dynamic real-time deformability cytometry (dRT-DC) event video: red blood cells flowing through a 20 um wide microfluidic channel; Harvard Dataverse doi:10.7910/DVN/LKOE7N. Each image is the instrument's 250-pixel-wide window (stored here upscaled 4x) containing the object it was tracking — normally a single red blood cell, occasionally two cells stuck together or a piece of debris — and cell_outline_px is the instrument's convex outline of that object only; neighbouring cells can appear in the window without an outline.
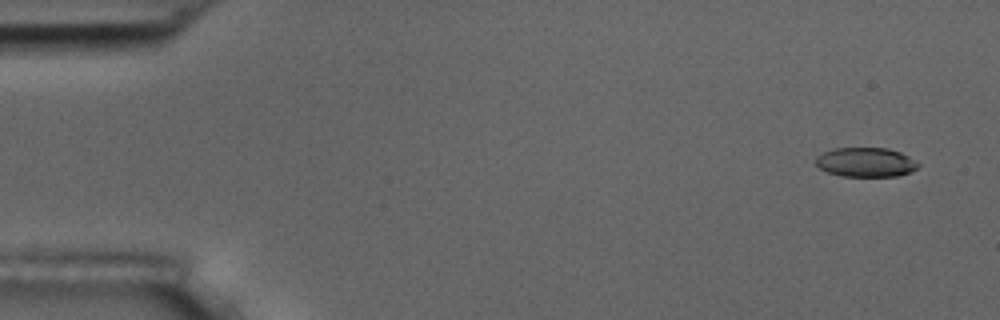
{"species": "common noctule bat (a hibernating species)", "species_latin": "Nyctalus noctula", "temperature_condition": "room temperature", "stored_images_in_passage": 5, "camera_frame_rate_fps": 3000, "um_per_image_px": 0.085, "animal": {"sex": "male", "body_mass_g": 17.5, "forearm_length_mm": 52.3}, "frame": {"image": 1, "passage_image": 1, "time_ms": 0.0, "image_size_px": [1000, 320], "cell_outline_px": [[920, 164], [912, 172], [896, 176], [840, 176], [828, 172], [820, 168], [816, 164], [816, 156], [824, 152], [836, 148], [888, 148], [900, 152], [908, 156]], "centroid_in_image_um": [73.6, 13.79], "position_along_channel_um": 11.4, "area_um2": 17.46}}
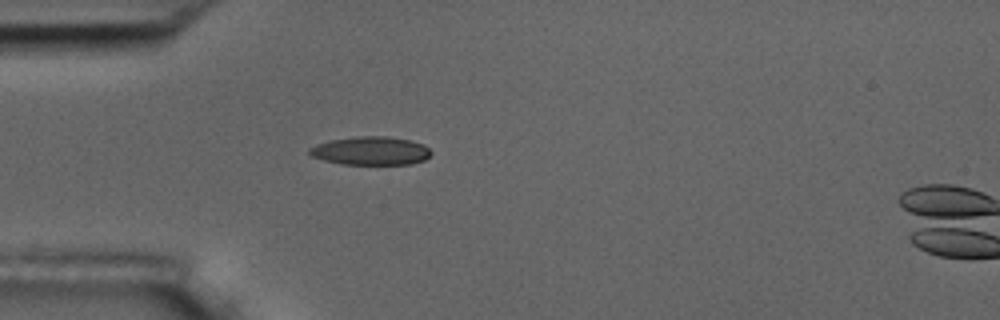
{"frame": {"image": 2, "passage_image": 4, "time_ms": 4.333, "image_size_px": [1000, 320], "cell_outline_px": [[432, 152], [424, 160], [412, 164], [340, 164], [324, 160], [312, 156], [308, 152], [308, 148], [316, 144], [332, 140], [356, 136], [388, 136], [408, 140], [424, 144]], "centroid_in_image_um": [31.5, 12.82], "position_along_channel_um": 53.5, "area_um2": 20.11}}